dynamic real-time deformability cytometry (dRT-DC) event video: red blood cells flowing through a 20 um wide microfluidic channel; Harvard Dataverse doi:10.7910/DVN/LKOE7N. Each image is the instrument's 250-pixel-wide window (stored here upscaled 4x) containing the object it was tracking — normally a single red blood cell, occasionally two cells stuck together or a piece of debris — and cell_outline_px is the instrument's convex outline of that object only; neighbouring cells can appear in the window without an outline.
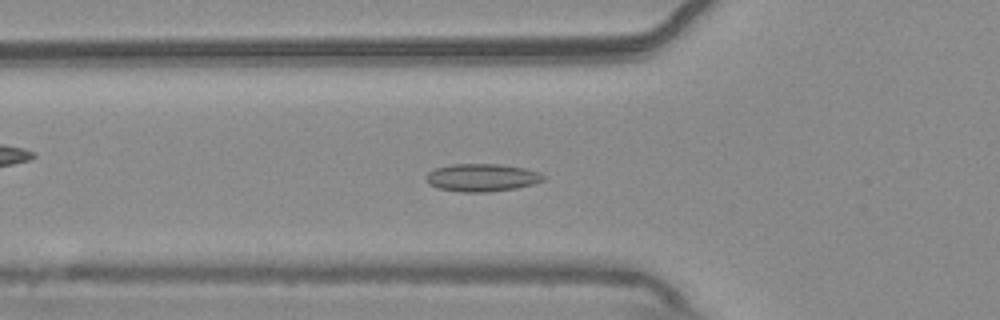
{"species": "common noctule bat (a hibernating species)", "species_latin": "Nyctalus noctula", "temperature_condition": "warm", "stored_images_in_passage": 53, "camera_frame_rate_fps": 3000, "um_per_image_px": 0.085, "animal": {"sex": "male", "body_mass_g": 20.4}, "frame": {"image": 1, "passage_image": 18, "time_ms": 5.667, "image_size_px": [1000, 320], "cell_outline_px": [[544, 180], [532, 184], [516, 188], [488, 192], [460, 192], [440, 188], [428, 184], [424, 180], [424, 176], [428, 172], [436, 168], [452, 164], [500, 164], [524, 168], [540, 172], [544, 176]], "centroid_in_image_um": [40.93, 15.09], "position_along_channel_um": 84.9, "area_um2": 19.02}}
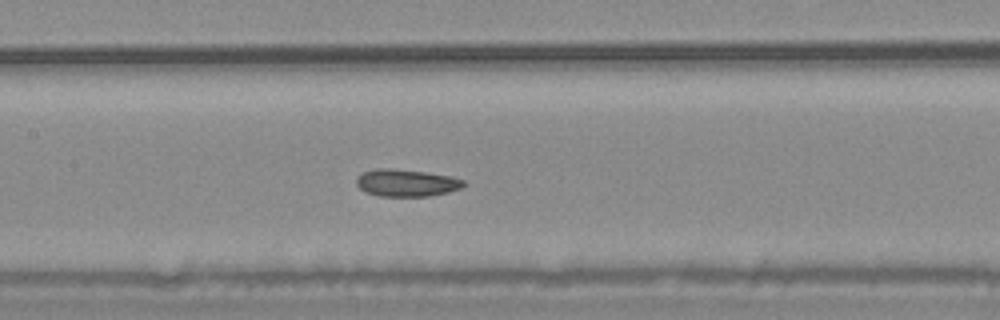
{"frame": {"image": 2, "passage_image": 25, "time_ms": 8.0, "image_size_px": [1000, 320], "cell_outline_px": [[468, 184], [460, 188], [448, 192], [428, 196], [380, 196], [364, 192], [356, 184], [356, 180], [364, 172], [376, 168], [388, 168], [424, 172], [452, 176], [464, 180]], "centroid_in_image_um": [34.57, 15.55], "position_along_channel_um": 172.8, "area_um2": 16.94}}
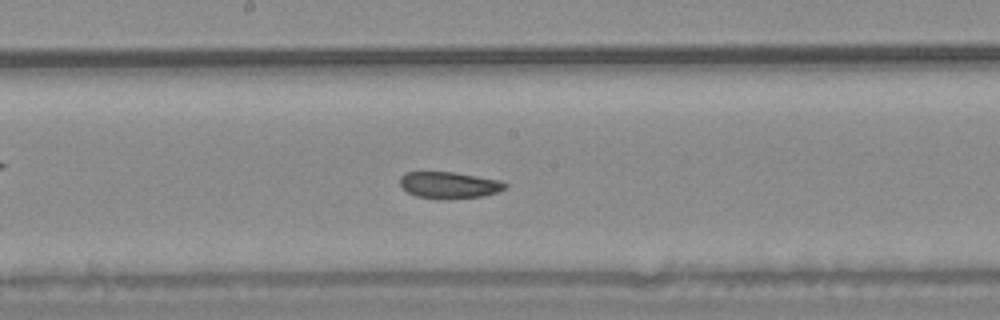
{"frame": {"image": 3, "passage_image": 28, "time_ms": 9.0, "image_size_px": [1000, 320], "cell_outline_px": [[508, 184], [504, 188], [496, 192], [484, 196], [448, 200], [440, 200], [416, 196], [408, 192], [400, 184], [400, 176], [408, 172], [452, 172], [500, 180]], "centroid_in_image_um": [38.17, 15.75], "position_along_channel_um": 210.0, "area_um2": 16.36}, "authors_computed_cell_mechanics": {"area_um2": 17.3978, "velocity_mm_per_s": 3.7416, "shape_relaxation_time_tau1_ms": null, "shape_relaxation_time_tau2_ms": 4.421, "deformation_change_tau1": null, "deformation_change_tau2": 0.0879}}